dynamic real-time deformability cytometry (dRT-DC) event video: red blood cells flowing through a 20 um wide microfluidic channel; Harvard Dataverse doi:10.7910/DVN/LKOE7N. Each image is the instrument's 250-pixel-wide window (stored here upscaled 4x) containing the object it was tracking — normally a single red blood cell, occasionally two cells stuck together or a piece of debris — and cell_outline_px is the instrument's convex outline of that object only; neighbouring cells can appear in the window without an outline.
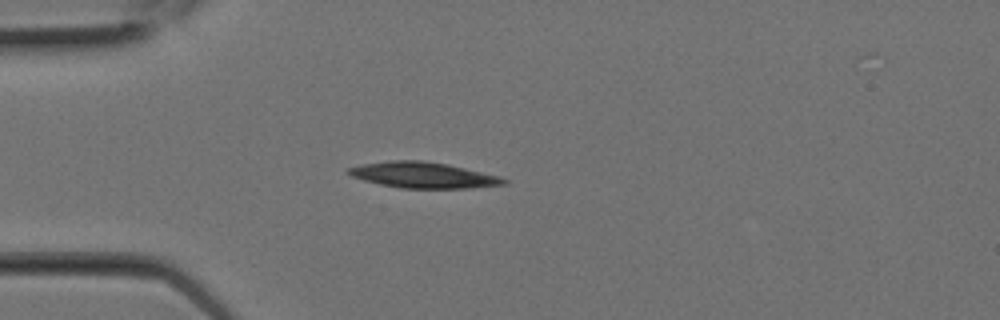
{"species": "Egyptian fruit bat (a non-hibernating species)", "species_latin": "Rousettus aegyptiacus", "temperature_condition": "room temperature", "stored_images_in_passage": 1, "camera_frame_rate_fps": 3000, "um_per_image_px": 0.085, "animal": {"sex": "female"}, "frame": {"image": 1, "passage_image": 1, "time_ms": 0.0, "image_size_px": [1000, 320], "cell_outline_px": [[508, 184], [472, 188], [400, 188], [380, 184], [364, 180], [352, 176], [344, 172], [348, 168], [360, 164], [388, 160], [424, 160], [448, 164], [500, 176], [508, 180]], "centroid_in_image_um": [35.97, 14.87], "position_along_channel_um": 49.0, "area_um2": 23.64}}